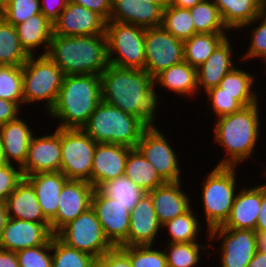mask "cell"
I'll return each instance as SVG.
<instances>
[{
    "instance_id": "4",
    "label": "cell",
    "mask_w": 266,
    "mask_h": 267,
    "mask_svg": "<svg viewBox=\"0 0 266 267\" xmlns=\"http://www.w3.org/2000/svg\"><path fill=\"white\" fill-rule=\"evenodd\" d=\"M258 103L242 107L239 111L219 117L215 129L217 143L223 145L230 158L218 166H235L249 158L259 132Z\"/></svg>"
},
{
    "instance_id": "41",
    "label": "cell",
    "mask_w": 266,
    "mask_h": 267,
    "mask_svg": "<svg viewBox=\"0 0 266 267\" xmlns=\"http://www.w3.org/2000/svg\"><path fill=\"white\" fill-rule=\"evenodd\" d=\"M170 252L165 254L168 267H194L199 261V244L189 243H171Z\"/></svg>"
},
{
    "instance_id": "26",
    "label": "cell",
    "mask_w": 266,
    "mask_h": 267,
    "mask_svg": "<svg viewBox=\"0 0 266 267\" xmlns=\"http://www.w3.org/2000/svg\"><path fill=\"white\" fill-rule=\"evenodd\" d=\"M231 44L226 38L208 57V59L196 69L197 86L210 88L219 86L220 81L235 67L231 61Z\"/></svg>"
},
{
    "instance_id": "40",
    "label": "cell",
    "mask_w": 266,
    "mask_h": 267,
    "mask_svg": "<svg viewBox=\"0 0 266 267\" xmlns=\"http://www.w3.org/2000/svg\"><path fill=\"white\" fill-rule=\"evenodd\" d=\"M189 208L185 213L165 222L162 227H168L171 243L195 242L199 225L197 219Z\"/></svg>"
},
{
    "instance_id": "35",
    "label": "cell",
    "mask_w": 266,
    "mask_h": 267,
    "mask_svg": "<svg viewBox=\"0 0 266 267\" xmlns=\"http://www.w3.org/2000/svg\"><path fill=\"white\" fill-rule=\"evenodd\" d=\"M175 38L187 40L195 31L190 9L167 5L163 10V21L161 25Z\"/></svg>"
},
{
    "instance_id": "9",
    "label": "cell",
    "mask_w": 266,
    "mask_h": 267,
    "mask_svg": "<svg viewBox=\"0 0 266 267\" xmlns=\"http://www.w3.org/2000/svg\"><path fill=\"white\" fill-rule=\"evenodd\" d=\"M55 236L68 247L86 252L96 259L114 247L91 207L62 227Z\"/></svg>"
},
{
    "instance_id": "1",
    "label": "cell",
    "mask_w": 266,
    "mask_h": 267,
    "mask_svg": "<svg viewBox=\"0 0 266 267\" xmlns=\"http://www.w3.org/2000/svg\"><path fill=\"white\" fill-rule=\"evenodd\" d=\"M100 77L102 101L153 126L157 96L154 78L146 70L109 65Z\"/></svg>"
},
{
    "instance_id": "50",
    "label": "cell",
    "mask_w": 266,
    "mask_h": 267,
    "mask_svg": "<svg viewBox=\"0 0 266 267\" xmlns=\"http://www.w3.org/2000/svg\"><path fill=\"white\" fill-rule=\"evenodd\" d=\"M49 0H44V5H40L41 6V13L51 22V23H54L60 13L66 8L67 6V3L69 0H50L52 1L51 4L48 2ZM56 3L55 5V8H53L51 5L52 3ZM53 3V4H54ZM50 4V5H49Z\"/></svg>"
},
{
    "instance_id": "58",
    "label": "cell",
    "mask_w": 266,
    "mask_h": 267,
    "mask_svg": "<svg viewBox=\"0 0 266 267\" xmlns=\"http://www.w3.org/2000/svg\"><path fill=\"white\" fill-rule=\"evenodd\" d=\"M138 1H142L144 2H150V3H154V4H159L161 5L163 8H165L167 6V0H138Z\"/></svg>"
},
{
    "instance_id": "38",
    "label": "cell",
    "mask_w": 266,
    "mask_h": 267,
    "mask_svg": "<svg viewBox=\"0 0 266 267\" xmlns=\"http://www.w3.org/2000/svg\"><path fill=\"white\" fill-rule=\"evenodd\" d=\"M52 267H94L96 260L92 255L68 247L55 235L52 237Z\"/></svg>"
},
{
    "instance_id": "39",
    "label": "cell",
    "mask_w": 266,
    "mask_h": 267,
    "mask_svg": "<svg viewBox=\"0 0 266 267\" xmlns=\"http://www.w3.org/2000/svg\"><path fill=\"white\" fill-rule=\"evenodd\" d=\"M0 98L24 103L22 66L0 65Z\"/></svg>"
},
{
    "instance_id": "17",
    "label": "cell",
    "mask_w": 266,
    "mask_h": 267,
    "mask_svg": "<svg viewBox=\"0 0 266 267\" xmlns=\"http://www.w3.org/2000/svg\"><path fill=\"white\" fill-rule=\"evenodd\" d=\"M53 236L51 223L8 218L0 239V248L16 253L29 247L44 245Z\"/></svg>"
},
{
    "instance_id": "19",
    "label": "cell",
    "mask_w": 266,
    "mask_h": 267,
    "mask_svg": "<svg viewBox=\"0 0 266 267\" xmlns=\"http://www.w3.org/2000/svg\"><path fill=\"white\" fill-rule=\"evenodd\" d=\"M129 149L118 144L97 143L91 171V185L95 189L124 175Z\"/></svg>"
},
{
    "instance_id": "48",
    "label": "cell",
    "mask_w": 266,
    "mask_h": 267,
    "mask_svg": "<svg viewBox=\"0 0 266 267\" xmlns=\"http://www.w3.org/2000/svg\"><path fill=\"white\" fill-rule=\"evenodd\" d=\"M94 267H133L129 255L119 246L108 250L97 258Z\"/></svg>"
},
{
    "instance_id": "14",
    "label": "cell",
    "mask_w": 266,
    "mask_h": 267,
    "mask_svg": "<svg viewBox=\"0 0 266 267\" xmlns=\"http://www.w3.org/2000/svg\"><path fill=\"white\" fill-rule=\"evenodd\" d=\"M210 238L218 235L223 239L222 267H247L258 250L257 234L252 230L224 228L222 226L209 231Z\"/></svg>"
},
{
    "instance_id": "6",
    "label": "cell",
    "mask_w": 266,
    "mask_h": 267,
    "mask_svg": "<svg viewBox=\"0 0 266 267\" xmlns=\"http://www.w3.org/2000/svg\"><path fill=\"white\" fill-rule=\"evenodd\" d=\"M24 103L47 100L50 111L59 95L64 73L47 56L40 55L36 60L33 55L22 66Z\"/></svg>"
},
{
    "instance_id": "10",
    "label": "cell",
    "mask_w": 266,
    "mask_h": 267,
    "mask_svg": "<svg viewBox=\"0 0 266 267\" xmlns=\"http://www.w3.org/2000/svg\"><path fill=\"white\" fill-rule=\"evenodd\" d=\"M97 143L82 129L61 128V172L69 180L91 184V171Z\"/></svg>"
},
{
    "instance_id": "60",
    "label": "cell",
    "mask_w": 266,
    "mask_h": 267,
    "mask_svg": "<svg viewBox=\"0 0 266 267\" xmlns=\"http://www.w3.org/2000/svg\"><path fill=\"white\" fill-rule=\"evenodd\" d=\"M9 0H0V17L3 14Z\"/></svg>"
},
{
    "instance_id": "3",
    "label": "cell",
    "mask_w": 266,
    "mask_h": 267,
    "mask_svg": "<svg viewBox=\"0 0 266 267\" xmlns=\"http://www.w3.org/2000/svg\"><path fill=\"white\" fill-rule=\"evenodd\" d=\"M101 101L100 76L64 75L58 98L50 114L63 120L59 128L81 129Z\"/></svg>"
},
{
    "instance_id": "45",
    "label": "cell",
    "mask_w": 266,
    "mask_h": 267,
    "mask_svg": "<svg viewBox=\"0 0 266 267\" xmlns=\"http://www.w3.org/2000/svg\"><path fill=\"white\" fill-rule=\"evenodd\" d=\"M207 92L211 98L212 107L218 117L239 111L243 106L236 100V95L218 94V86L210 88Z\"/></svg>"
},
{
    "instance_id": "33",
    "label": "cell",
    "mask_w": 266,
    "mask_h": 267,
    "mask_svg": "<svg viewBox=\"0 0 266 267\" xmlns=\"http://www.w3.org/2000/svg\"><path fill=\"white\" fill-rule=\"evenodd\" d=\"M29 57L19 42L15 26L0 17V65L23 66Z\"/></svg>"
},
{
    "instance_id": "44",
    "label": "cell",
    "mask_w": 266,
    "mask_h": 267,
    "mask_svg": "<svg viewBox=\"0 0 266 267\" xmlns=\"http://www.w3.org/2000/svg\"><path fill=\"white\" fill-rule=\"evenodd\" d=\"M52 238L44 245L29 247L16 252L19 267H52Z\"/></svg>"
},
{
    "instance_id": "47",
    "label": "cell",
    "mask_w": 266,
    "mask_h": 267,
    "mask_svg": "<svg viewBox=\"0 0 266 267\" xmlns=\"http://www.w3.org/2000/svg\"><path fill=\"white\" fill-rule=\"evenodd\" d=\"M258 18H263L262 23L253 31L251 45L249 51L245 54L246 56L243 57L244 59L265 57L266 60V15L262 12L258 15Z\"/></svg>"
},
{
    "instance_id": "23",
    "label": "cell",
    "mask_w": 266,
    "mask_h": 267,
    "mask_svg": "<svg viewBox=\"0 0 266 267\" xmlns=\"http://www.w3.org/2000/svg\"><path fill=\"white\" fill-rule=\"evenodd\" d=\"M34 188L44 216L51 221L59 204V195L69 180L61 171L37 173L24 177Z\"/></svg>"
},
{
    "instance_id": "51",
    "label": "cell",
    "mask_w": 266,
    "mask_h": 267,
    "mask_svg": "<svg viewBox=\"0 0 266 267\" xmlns=\"http://www.w3.org/2000/svg\"><path fill=\"white\" fill-rule=\"evenodd\" d=\"M18 110L17 103L0 98V126L17 119Z\"/></svg>"
},
{
    "instance_id": "11",
    "label": "cell",
    "mask_w": 266,
    "mask_h": 267,
    "mask_svg": "<svg viewBox=\"0 0 266 267\" xmlns=\"http://www.w3.org/2000/svg\"><path fill=\"white\" fill-rule=\"evenodd\" d=\"M144 50V70L153 78L184 60V41L175 38L162 26L145 29Z\"/></svg>"
},
{
    "instance_id": "43",
    "label": "cell",
    "mask_w": 266,
    "mask_h": 267,
    "mask_svg": "<svg viewBox=\"0 0 266 267\" xmlns=\"http://www.w3.org/2000/svg\"><path fill=\"white\" fill-rule=\"evenodd\" d=\"M40 0H9L1 17L13 26L41 13Z\"/></svg>"
},
{
    "instance_id": "15",
    "label": "cell",
    "mask_w": 266,
    "mask_h": 267,
    "mask_svg": "<svg viewBox=\"0 0 266 267\" xmlns=\"http://www.w3.org/2000/svg\"><path fill=\"white\" fill-rule=\"evenodd\" d=\"M94 190L89 182L83 180H68L64 184L59 195L56 216L50 221L54 235L91 207Z\"/></svg>"
},
{
    "instance_id": "21",
    "label": "cell",
    "mask_w": 266,
    "mask_h": 267,
    "mask_svg": "<svg viewBox=\"0 0 266 267\" xmlns=\"http://www.w3.org/2000/svg\"><path fill=\"white\" fill-rule=\"evenodd\" d=\"M151 197L145 193L130 211L127 246L151 245L161 228Z\"/></svg>"
},
{
    "instance_id": "30",
    "label": "cell",
    "mask_w": 266,
    "mask_h": 267,
    "mask_svg": "<svg viewBox=\"0 0 266 267\" xmlns=\"http://www.w3.org/2000/svg\"><path fill=\"white\" fill-rule=\"evenodd\" d=\"M124 175L146 193L165 183L137 148L129 149Z\"/></svg>"
},
{
    "instance_id": "18",
    "label": "cell",
    "mask_w": 266,
    "mask_h": 267,
    "mask_svg": "<svg viewBox=\"0 0 266 267\" xmlns=\"http://www.w3.org/2000/svg\"><path fill=\"white\" fill-rule=\"evenodd\" d=\"M107 21L94 11L70 0L53 23V34L60 36H86L105 34Z\"/></svg>"
},
{
    "instance_id": "8",
    "label": "cell",
    "mask_w": 266,
    "mask_h": 267,
    "mask_svg": "<svg viewBox=\"0 0 266 267\" xmlns=\"http://www.w3.org/2000/svg\"><path fill=\"white\" fill-rule=\"evenodd\" d=\"M234 166H216L203 186V202L209 231L223 226L235 201Z\"/></svg>"
},
{
    "instance_id": "25",
    "label": "cell",
    "mask_w": 266,
    "mask_h": 267,
    "mask_svg": "<svg viewBox=\"0 0 266 267\" xmlns=\"http://www.w3.org/2000/svg\"><path fill=\"white\" fill-rule=\"evenodd\" d=\"M239 193L233 202L230 216L222 227L255 231L261 208V186Z\"/></svg>"
},
{
    "instance_id": "27",
    "label": "cell",
    "mask_w": 266,
    "mask_h": 267,
    "mask_svg": "<svg viewBox=\"0 0 266 267\" xmlns=\"http://www.w3.org/2000/svg\"><path fill=\"white\" fill-rule=\"evenodd\" d=\"M0 136L3 142L6 163L11 159L18 161L21 168L27 158L28 146L33 137L27 124L19 118L0 126Z\"/></svg>"
},
{
    "instance_id": "13",
    "label": "cell",
    "mask_w": 266,
    "mask_h": 267,
    "mask_svg": "<svg viewBox=\"0 0 266 267\" xmlns=\"http://www.w3.org/2000/svg\"><path fill=\"white\" fill-rule=\"evenodd\" d=\"M161 134L156 127H147L142 132L136 148L151 163L164 182H178V160L172 147Z\"/></svg>"
},
{
    "instance_id": "61",
    "label": "cell",
    "mask_w": 266,
    "mask_h": 267,
    "mask_svg": "<svg viewBox=\"0 0 266 267\" xmlns=\"http://www.w3.org/2000/svg\"><path fill=\"white\" fill-rule=\"evenodd\" d=\"M262 12L266 15V0H264Z\"/></svg>"
},
{
    "instance_id": "42",
    "label": "cell",
    "mask_w": 266,
    "mask_h": 267,
    "mask_svg": "<svg viewBox=\"0 0 266 267\" xmlns=\"http://www.w3.org/2000/svg\"><path fill=\"white\" fill-rule=\"evenodd\" d=\"M128 255L133 267H168L164 252L146 246H120Z\"/></svg>"
},
{
    "instance_id": "49",
    "label": "cell",
    "mask_w": 266,
    "mask_h": 267,
    "mask_svg": "<svg viewBox=\"0 0 266 267\" xmlns=\"http://www.w3.org/2000/svg\"><path fill=\"white\" fill-rule=\"evenodd\" d=\"M71 2L81 5L91 11L102 16L106 21H109L111 13L112 0H70Z\"/></svg>"
},
{
    "instance_id": "57",
    "label": "cell",
    "mask_w": 266,
    "mask_h": 267,
    "mask_svg": "<svg viewBox=\"0 0 266 267\" xmlns=\"http://www.w3.org/2000/svg\"><path fill=\"white\" fill-rule=\"evenodd\" d=\"M256 234L258 250L266 253V232H259Z\"/></svg>"
},
{
    "instance_id": "46",
    "label": "cell",
    "mask_w": 266,
    "mask_h": 267,
    "mask_svg": "<svg viewBox=\"0 0 266 267\" xmlns=\"http://www.w3.org/2000/svg\"><path fill=\"white\" fill-rule=\"evenodd\" d=\"M22 179L23 175L20 169L17 171L9 163L0 165V202H5Z\"/></svg>"
},
{
    "instance_id": "55",
    "label": "cell",
    "mask_w": 266,
    "mask_h": 267,
    "mask_svg": "<svg viewBox=\"0 0 266 267\" xmlns=\"http://www.w3.org/2000/svg\"><path fill=\"white\" fill-rule=\"evenodd\" d=\"M202 0H167V5L191 9Z\"/></svg>"
},
{
    "instance_id": "34",
    "label": "cell",
    "mask_w": 266,
    "mask_h": 267,
    "mask_svg": "<svg viewBox=\"0 0 266 267\" xmlns=\"http://www.w3.org/2000/svg\"><path fill=\"white\" fill-rule=\"evenodd\" d=\"M253 79L252 75L234 68L220 81L218 94L236 95V100L243 107L257 103L256 95L251 93Z\"/></svg>"
},
{
    "instance_id": "28",
    "label": "cell",
    "mask_w": 266,
    "mask_h": 267,
    "mask_svg": "<svg viewBox=\"0 0 266 267\" xmlns=\"http://www.w3.org/2000/svg\"><path fill=\"white\" fill-rule=\"evenodd\" d=\"M218 7L224 25L241 28L259 20L264 0H212Z\"/></svg>"
},
{
    "instance_id": "16",
    "label": "cell",
    "mask_w": 266,
    "mask_h": 267,
    "mask_svg": "<svg viewBox=\"0 0 266 267\" xmlns=\"http://www.w3.org/2000/svg\"><path fill=\"white\" fill-rule=\"evenodd\" d=\"M20 170L23 178L61 170V128L58 127L54 135L32 137L26 161Z\"/></svg>"
},
{
    "instance_id": "7",
    "label": "cell",
    "mask_w": 266,
    "mask_h": 267,
    "mask_svg": "<svg viewBox=\"0 0 266 267\" xmlns=\"http://www.w3.org/2000/svg\"><path fill=\"white\" fill-rule=\"evenodd\" d=\"M105 35L109 65L128 69H144V28L109 20L106 23ZM114 52L119 54V58L112 57Z\"/></svg>"
},
{
    "instance_id": "59",
    "label": "cell",
    "mask_w": 266,
    "mask_h": 267,
    "mask_svg": "<svg viewBox=\"0 0 266 267\" xmlns=\"http://www.w3.org/2000/svg\"><path fill=\"white\" fill-rule=\"evenodd\" d=\"M5 154H4V148H3V142L0 136V165L5 164Z\"/></svg>"
},
{
    "instance_id": "54",
    "label": "cell",
    "mask_w": 266,
    "mask_h": 267,
    "mask_svg": "<svg viewBox=\"0 0 266 267\" xmlns=\"http://www.w3.org/2000/svg\"><path fill=\"white\" fill-rule=\"evenodd\" d=\"M247 267H266V253L257 250Z\"/></svg>"
},
{
    "instance_id": "56",
    "label": "cell",
    "mask_w": 266,
    "mask_h": 267,
    "mask_svg": "<svg viewBox=\"0 0 266 267\" xmlns=\"http://www.w3.org/2000/svg\"><path fill=\"white\" fill-rule=\"evenodd\" d=\"M7 220H8V213L5 202H0V239Z\"/></svg>"
},
{
    "instance_id": "36",
    "label": "cell",
    "mask_w": 266,
    "mask_h": 267,
    "mask_svg": "<svg viewBox=\"0 0 266 267\" xmlns=\"http://www.w3.org/2000/svg\"><path fill=\"white\" fill-rule=\"evenodd\" d=\"M196 33H224V25L218 7L212 1L202 0L190 9Z\"/></svg>"
},
{
    "instance_id": "22",
    "label": "cell",
    "mask_w": 266,
    "mask_h": 267,
    "mask_svg": "<svg viewBox=\"0 0 266 267\" xmlns=\"http://www.w3.org/2000/svg\"><path fill=\"white\" fill-rule=\"evenodd\" d=\"M180 181L165 182L147 194L151 197L157 219L161 225L185 213L189 199L180 189Z\"/></svg>"
},
{
    "instance_id": "52",
    "label": "cell",
    "mask_w": 266,
    "mask_h": 267,
    "mask_svg": "<svg viewBox=\"0 0 266 267\" xmlns=\"http://www.w3.org/2000/svg\"><path fill=\"white\" fill-rule=\"evenodd\" d=\"M255 232H266V184L261 185V208L256 222Z\"/></svg>"
},
{
    "instance_id": "2",
    "label": "cell",
    "mask_w": 266,
    "mask_h": 267,
    "mask_svg": "<svg viewBox=\"0 0 266 267\" xmlns=\"http://www.w3.org/2000/svg\"><path fill=\"white\" fill-rule=\"evenodd\" d=\"M47 55L64 73L100 74L109 66L105 34L60 36L53 34Z\"/></svg>"
},
{
    "instance_id": "20",
    "label": "cell",
    "mask_w": 266,
    "mask_h": 267,
    "mask_svg": "<svg viewBox=\"0 0 266 267\" xmlns=\"http://www.w3.org/2000/svg\"><path fill=\"white\" fill-rule=\"evenodd\" d=\"M164 8L138 0H112L110 21L133 24L144 29L162 25Z\"/></svg>"
},
{
    "instance_id": "12",
    "label": "cell",
    "mask_w": 266,
    "mask_h": 267,
    "mask_svg": "<svg viewBox=\"0 0 266 267\" xmlns=\"http://www.w3.org/2000/svg\"><path fill=\"white\" fill-rule=\"evenodd\" d=\"M91 208L95 211L108 241L114 247L127 246L130 211L100 189L93 192Z\"/></svg>"
},
{
    "instance_id": "24",
    "label": "cell",
    "mask_w": 266,
    "mask_h": 267,
    "mask_svg": "<svg viewBox=\"0 0 266 267\" xmlns=\"http://www.w3.org/2000/svg\"><path fill=\"white\" fill-rule=\"evenodd\" d=\"M5 205L8 218L50 223L42 212L33 186L25 178L16 185L15 190L7 197Z\"/></svg>"
},
{
    "instance_id": "29",
    "label": "cell",
    "mask_w": 266,
    "mask_h": 267,
    "mask_svg": "<svg viewBox=\"0 0 266 267\" xmlns=\"http://www.w3.org/2000/svg\"><path fill=\"white\" fill-rule=\"evenodd\" d=\"M19 42L29 55L38 45L45 43V49H49V43L53 36V23L42 13L29 17L26 21L15 26Z\"/></svg>"
},
{
    "instance_id": "32",
    "label": "cell",
    "mask_w": 266,
    "mask_h": 267,
    "mask_svg": "<svg viewBox=\"0 0 266 267\" xmlns=\"http://www.w3.org/2000/svg\"><path fill=\"white\" fill-rule=\"evenodd\" d=\"M227 38L224 33H197L184 41V60L196 69Z\"/></svg>"
},
{
    "instance_id": "31",
    "label": "cell",
    "mask_w": 266,
    "mask_h": 267,
    "mask_svg": "<svg viewBox=\"0 0 266 267\" xmlns=\"http://www.w3.org/2000/svg\"><path fill=\"white\" fill-rule=\"evenodd\" d=\"M154 82L160 83L163 87H167L177 92V94H192L197 86L196 68L192 67L185 60L162 70L154 77Z\"/></svg>"
},
{
    "instance_id": "37",
    "label": "cell",
    "mask_w": 266,
    "mask_h": 267,
    "mask_svg": "<svg viewBox=\"0 0 266 267\" xmlns=\"http://www.w3.org/2000/svg\"><path fill=\"white\" fill-rule=\"evenodd\" d=\"M105 195L115 199L131 211L141 197L146 193L137 187L125 175L106 182L99 188Z\"/></svg>"
},
{
    "instance_id": "53",
    "label": "cell",
    "mask_w": 266,
    "mask_h": 267,
    "mask_svg": "<svg viewBox=\"0 0 266 267\" xmlns=\"http://www.w3.org/2000/svg\"><path fill=\"white\" fill-rule=\"evenodd\" d=\"M0 267H19L16 253L0 248Z\"/></svg>"
},
{
    "instance_id": "5",
    "label": "cell",
    "mask_w": 266,
    "mask_h": 267,
    "mask_svg": "<svg viewBox=\"0 0 266 267\" xmlns=\"http://www.w3.org/2000/svg\"><path fill=\"white\" fill-rule=\"evenodd\" d=\"M146 128L139 118L101 101L81 129L96 143L136 148Z\"/></svg>"
}]
</instances>
